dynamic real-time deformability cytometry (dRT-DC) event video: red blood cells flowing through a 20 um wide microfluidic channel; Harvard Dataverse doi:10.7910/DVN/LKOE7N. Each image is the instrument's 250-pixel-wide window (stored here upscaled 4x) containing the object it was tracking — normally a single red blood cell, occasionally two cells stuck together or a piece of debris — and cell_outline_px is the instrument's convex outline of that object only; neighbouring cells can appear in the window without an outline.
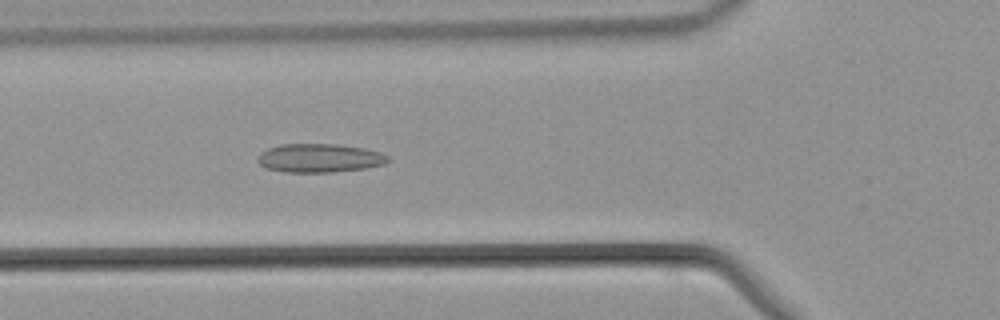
{"species": "common noctule bat (a hibernating species)", "species_latin": "Nyctalus noctula", "temperature_condition": "warm", "stored_images_in_passage": 44, "camera_frame_rate_fps": 3000, "um_per_image_px": 0.085, "animal": {"sex": "male", "body_mass_g": 21.5, "forearm_length_mm": 52.0}, "frame": {"image": 1, "passage_image": 15, "time_ms": 4.667, "image_size_px": [1000, 320], "cell_outline_px": [[392, 160], [384, 164], [368, 168], [332, 172], [284, 172], [264, 168], [256, 160], [260, 152], [268, 148], [280, 144], [336, 144], [364, 148], [380, 152], [388, 156]], "centroid_in_image_um": [27.15, 13.44], "position_along_channel_um": 98.6, "area_um2": 22.02}}
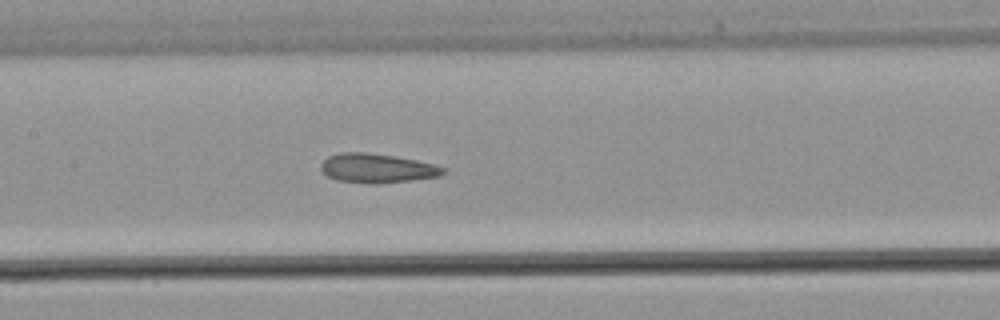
{"frame": {"image": 2, "passage_image": 20, "time_ms": 6.333, "image_size_px": [1000, 320], "cell_outline_px": [[444, 172], [440, 176], [376, 184], [372, 184], [336, 180], [328, 176], [320, 168], [320, 164], [328, 156], [340, 152], [364, 152], [392, 156], [416, 160], [432, 164], [444, 168]], "centroid_in_image_um": [31.99, 14.3], "position_along_channel_um": 175.4, "area_um2": 20.52}}
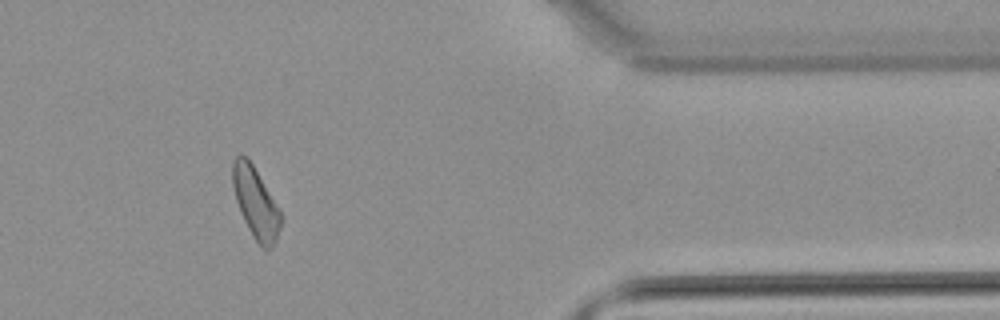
{"frame": {"image": 3, "passage_image": 36, "time_ms": 11.667, "image_size_px": [1000, 320], "cell_outline_px": [[280, 228], [276, 240], [272, 248], [264, 248], [252, 236], [240, 212], [236, 200], [232, 184], [232, 160], [240, 152], [252, 164], [280, 208]], "centroid_in_image_um": [21.71, 17.21], "position_along_channel_um": 389.7, "area_um2": 19.71}}